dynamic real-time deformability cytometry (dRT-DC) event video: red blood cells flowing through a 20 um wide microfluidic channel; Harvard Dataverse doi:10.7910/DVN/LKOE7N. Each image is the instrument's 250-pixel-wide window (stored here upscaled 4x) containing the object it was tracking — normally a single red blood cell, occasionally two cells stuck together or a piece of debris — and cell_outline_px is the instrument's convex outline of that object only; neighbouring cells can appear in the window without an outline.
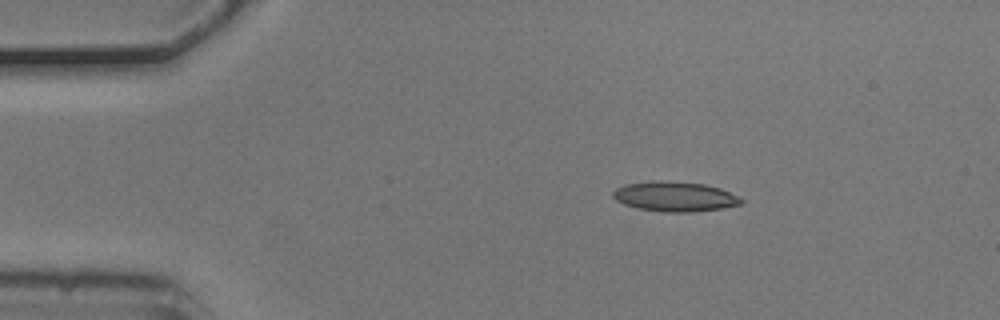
{"species": "common noctule bat (a hibernating species)", "species_latin": "Nyctalus noctula", "temperature_condition": "cold", "stored_images_in_passage": 5, "camera_frame_rate_fps": 3000, "um_per_image_px": 0.085, "animal": {"sex": "male", "body_mass_g": 20.5, "forearm_length_mm": 52.5}, "frame": {"image": 1, "passage_image": 3, "time_ms": 0.667, "image_size_px": [1000, 320], "cell_outline_px": [[744, 200], [740, 204], [720, 208], [688, 212], [664, 212], [636, 208], [624, 204], [616, 200], [612, 196], [612, 192], [616, 188], [624, 184], [704, 184], [720, 188], [740, 196]], "centroid_in_image_um": [57.39, 16.76], "position_along_channel_um": 27.6, "area_um2": 21.1}}